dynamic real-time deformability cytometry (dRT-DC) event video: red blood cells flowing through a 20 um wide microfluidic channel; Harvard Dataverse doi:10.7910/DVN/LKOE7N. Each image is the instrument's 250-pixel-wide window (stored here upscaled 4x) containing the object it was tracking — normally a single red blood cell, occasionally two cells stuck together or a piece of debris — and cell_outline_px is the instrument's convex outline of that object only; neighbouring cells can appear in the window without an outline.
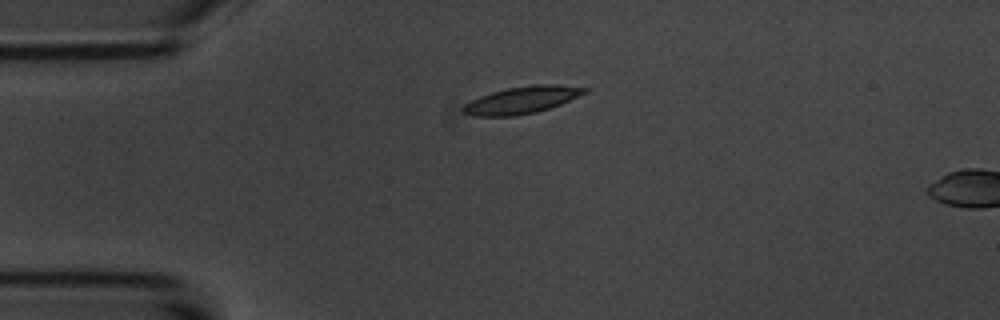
{"species": "common noctule bat (a hibernating species)", "species_latin": "Nyctalus noctula", "temperature_condition": "room temperature", "stored_images_in_passage": 2, "camera_frame_rate_fps": 3000, "um_per_image_px": 0.085, "animal": {"sex": "male", "body_mass_g": 20.1, "forearm_length_mm": 53.5}, "frame": {"image": 1, "passage_image": 1, "time_ms": 0.0, "image_size_px": [1000, 320], "cell_outline_px": [[592, 88], [588, 92], [560, 104], [536, 112], [516, 116], [472, 116], [460, 112], [460, 108], [464, 104], [480, 96], [492, 92], [508, 88], [532, 84], [556, 84]], "centroid_in_image_um": [44.35, 8.5], "position_along_channel_um": 40.6, "area_um2": 19.36}}